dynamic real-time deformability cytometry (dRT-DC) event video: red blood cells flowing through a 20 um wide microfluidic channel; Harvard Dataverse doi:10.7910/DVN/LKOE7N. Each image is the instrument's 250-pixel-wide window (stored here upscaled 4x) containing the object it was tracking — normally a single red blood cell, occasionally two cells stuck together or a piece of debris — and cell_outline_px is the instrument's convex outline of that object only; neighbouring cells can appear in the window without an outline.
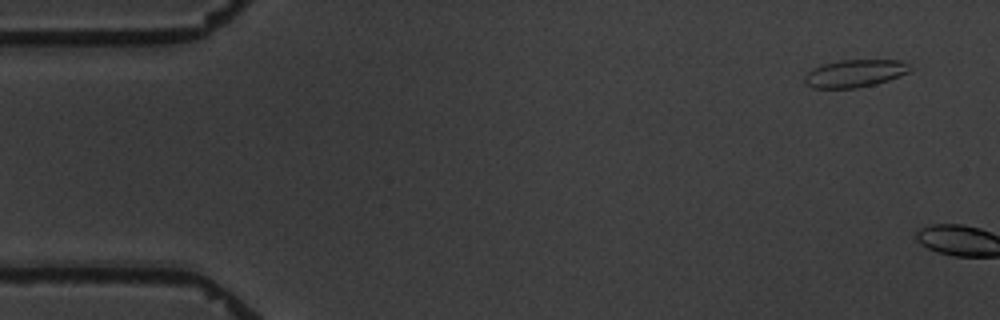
{"species": "common noctule bat (a hibernating species)", "species_latin": "Nyctalus noctula", "temperature_condition": "warm", "stored_images_in_passage": 2, "camera_frame_rate_fps": 3000, "um_per_image_px": 0.085, "animal": {"sex": "male", "body_mass_g": 19.5, "forearm_length_mm": 54.6}, "frame": {"image": 1, "passage_image": 1, "time_ms": 0.0, "image_size_px": [1000, 320], "cell_outline_px": [[912, 68], [908, 72], [900, 76], [888, 80], [856, 88], [812, 88], [804, 84], [804, 76], [812, 68], [824, 64], [840, 60], [900, 60], [908, 64]], "centroid_in_image_um": [72.63, 6.24], "position_along_channel_um": 12.4, "area_um2": 16.88}}